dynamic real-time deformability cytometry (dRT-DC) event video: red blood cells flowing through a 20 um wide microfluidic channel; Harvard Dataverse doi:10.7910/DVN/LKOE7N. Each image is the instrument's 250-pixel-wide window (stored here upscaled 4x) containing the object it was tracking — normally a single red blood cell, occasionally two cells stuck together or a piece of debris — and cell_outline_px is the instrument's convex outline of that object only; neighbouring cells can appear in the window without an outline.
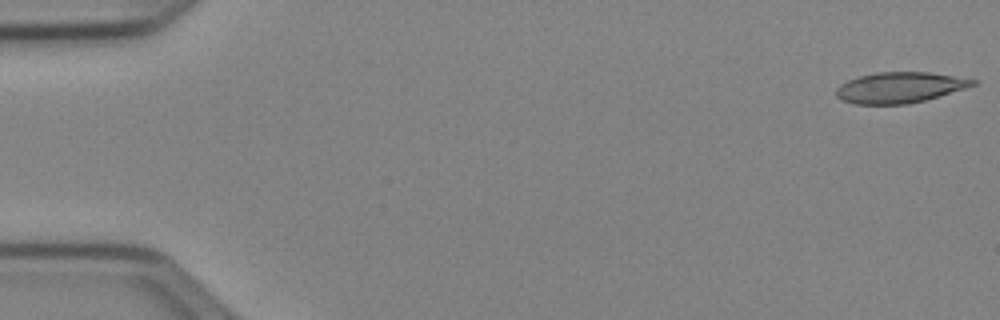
{"species": "Egyptian fruit bat (a non-hibernating species)", "species_latin": "Rousettus aegyptiacus", "temperature_condition": "cold", "stored_images_in_passage": 51, "camera_frame_rate_fps": 3000, "um_per_image_px": 0.085, "animal": {"sex": "female"}, "frame": {"image": 1, "passage_image": 1, "time_ms": 0.0, "image_size_px": [1000, 320], "cell_outline_px": [[976, 84], [964, 88], [924, 100], [908, 104], [856, 104], [840, 100], [836, 96], [836, 88], [840, 84], [848, 80], [860, 76], [876, 72], [928, 72], [976, 80]], "centroid_in_image_um": [76.4, 7.44], "position_along_channel_um": 8.6, "area_um2": 24.16}}
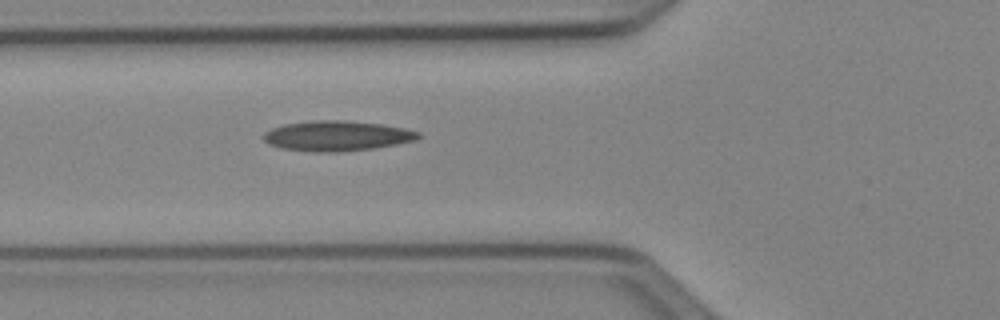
{"frame": {"image": 2, "passage_image": 19, "time_ms": 6.0, "image_size_px": [1000, 320], "cell_outline_px": [[420, 136], [416, 140], [396, 144], [372, 148], [340, 152], [312, 152], [280, 148], [268, 144], [264, 140], [264, 132], [272, 128], [284, 124], [312, 120], [344, 120], [380, 124], [404, 128], [420, 132]], "centroid_in_image_um": [28.6, 11.55], "position_along_channel_um": 97.2, "area_um2": 27.22}}
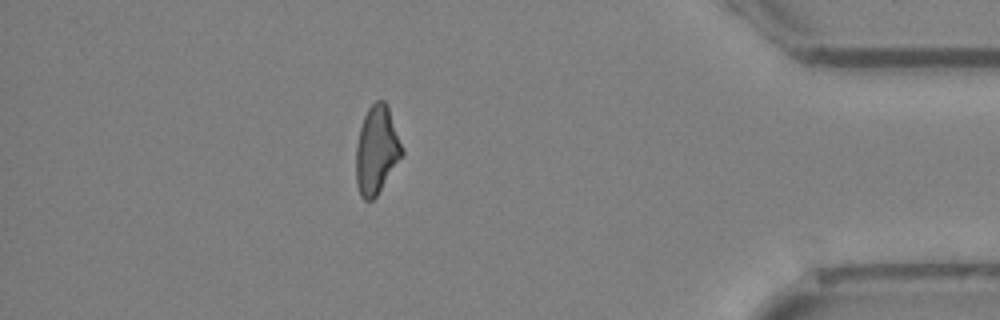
{"frame": {"image": 3, "passage_image": 45, "time_ms": 14.667, "image_size_px": [1000, 320], "cell_outline_px": [[404, 156], [376, 196], [372, 200], [364, 200], [360, 196], [356, 184], [356, 144], [360, 128], [364, 116], [368, 108], [376, 100], [384, 100], [388, 104], [404, 148]], "centroid_in_image_um": [32.04, 12.75], "position_along_channel_um": 403.2, "area_um2": 24.1}, "authors_computed_cell_mechanics": {"area_um2": 24.9696, "velocity_mm_per_s": 3.9932, "shape_relaxation_time_tau1_ms": null, "shape_relaxation_time_tau2_ms": 5.901, "deformation_change_tau1": null, "deformation_change_tau2": 0.1777}}